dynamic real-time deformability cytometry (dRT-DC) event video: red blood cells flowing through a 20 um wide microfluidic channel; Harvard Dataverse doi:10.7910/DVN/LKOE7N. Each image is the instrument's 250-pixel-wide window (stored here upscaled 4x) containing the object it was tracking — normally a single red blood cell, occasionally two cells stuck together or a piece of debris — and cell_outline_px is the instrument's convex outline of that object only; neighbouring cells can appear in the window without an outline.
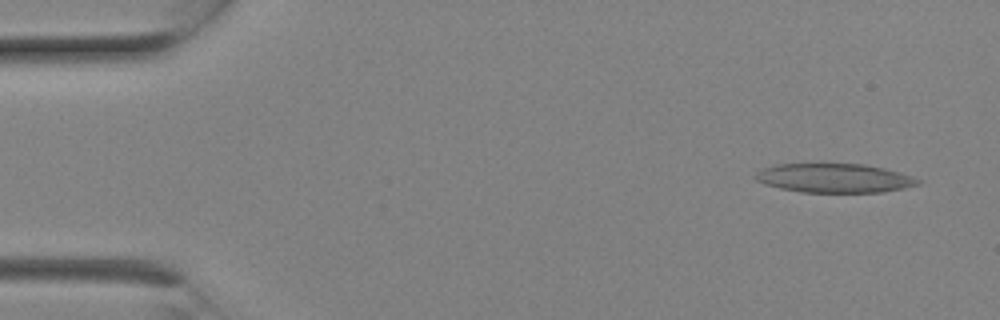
{"species": "Egyptian fruit bat (a non-hibernating species)", "species_latin": "Rousettus aegyptiacus", "temperature_condition": "room temperature", "stored_images_in_passage": 2, "camera_frame_rate_fps": 3000, "um_per_image_px": 0.085, "animal": {"sex": "female"}, "frame": {"image": 1, "passage_image": 2, "time_ms": 0.333, "image_size_px": [1000, 320], "cell_outline_px": [[924, 180], [920, 184], [904, 188], [884, 192], [800, 192], [780, 188], [764, 184], [756, 180], [756, 172], [764, 168], [776, 164], [816, 160], [820, 160], [864, 164], [884, 168], [912, 176]], "centroid_in_image_um": [70.89, 15.08], "position_along_channel_um": 14.1, "area_um2": 28.84}}